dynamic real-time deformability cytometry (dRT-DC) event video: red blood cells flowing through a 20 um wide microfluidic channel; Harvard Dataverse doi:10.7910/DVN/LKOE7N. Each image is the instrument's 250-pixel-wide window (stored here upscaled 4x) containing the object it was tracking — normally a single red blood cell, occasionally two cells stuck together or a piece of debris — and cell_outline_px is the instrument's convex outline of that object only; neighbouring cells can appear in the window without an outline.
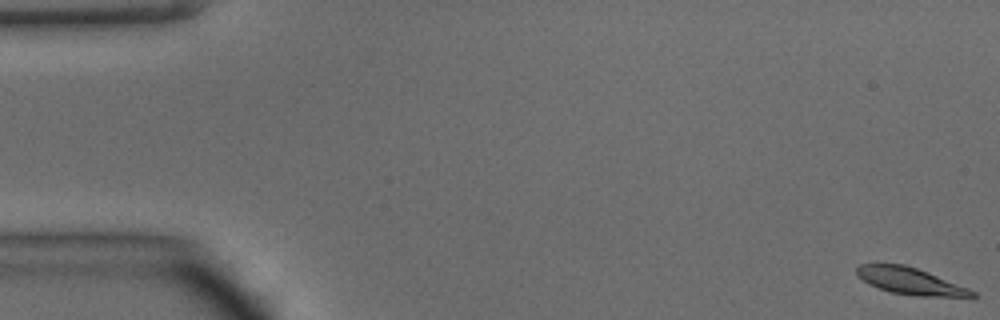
{"species": "common noctule bat (a hibernating species)", "species_latin": "Nyctalus noctula", "temperature_condition": "warm", "stored_images_in_passage": 49, "camera_frame_rate_fps": 3000, "um_per_image_px": 0.085, "animal": {"sex": "male", "body_mass_g": 15.6}, "frame": {"image": 1, "passage_image": 1, "time_ms": 0.0, "image_size_px": [1000, 320], "cell_outline_px": [[976, 296], [972, 300], [920, 296], [892, 292], [868, 284], [856, 276], [856, 268], [860, 264], [904, 264], [928, 272], [968, 288], [976, 292]], "centroid_in_image_um": [77.49, 23.94], "position_along_channel_um": 7.5, "area_um2": 18.5}}
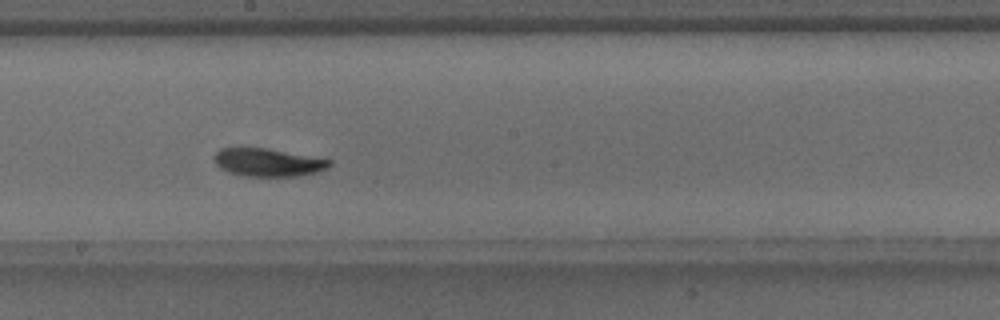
{"frame": {"image": 2, "passage_image": 27, "time_ms": 8.667, "image_size_px": [1000, 320], "cell_outline_px": [[332, 164], [328, 168], [316, 172], [296, 176], [244, 176], [228, 172], [220, 168], [216, 164], [212, 156], [220, 148], [268, 148], [332, 160]], "centroid_in_image_um": [22.76, 13.8], "position_along_channel_um": 225.4, "area_um2": 18.84}}
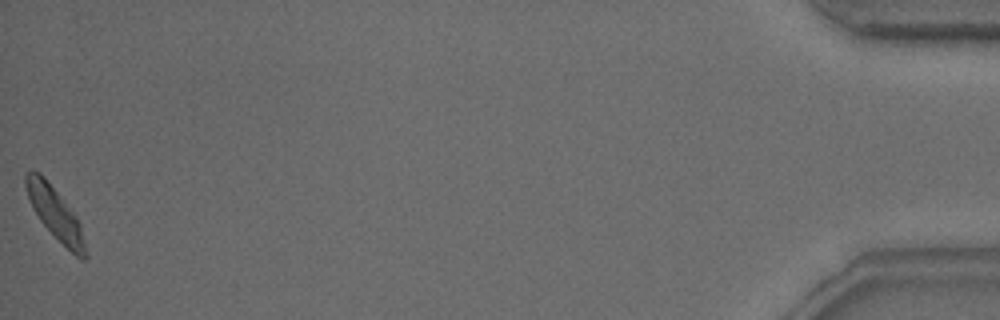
{"frame": {"image": 3, "passage_image": 49, "time_ms": 16.0, "image_size_px": [1000, 320], "cell_outline_px": [[88, 256], [84, 260], [80, 260], [40, 220], [28, 196], [24, 184], [24, 176], [28, 172], [40, 172], [76, 216], [80, 224]], "centroid_in_image_um": [4.71, 18.15], "position_along_channel_um": 430.5, "area_um2": 17.22}, "authors_computed_cell_mechanics": {"area_um2": 19.0162, "velocity_mm_per_s": 4.1383, "shape_relaxation_time_tau1_ms": 2.3003, "shape_relaxation_time_tau2_ms": 4.0478, "deformation_change_tau1": 0.1453, "deformation_change_tau2": 0.0369}}